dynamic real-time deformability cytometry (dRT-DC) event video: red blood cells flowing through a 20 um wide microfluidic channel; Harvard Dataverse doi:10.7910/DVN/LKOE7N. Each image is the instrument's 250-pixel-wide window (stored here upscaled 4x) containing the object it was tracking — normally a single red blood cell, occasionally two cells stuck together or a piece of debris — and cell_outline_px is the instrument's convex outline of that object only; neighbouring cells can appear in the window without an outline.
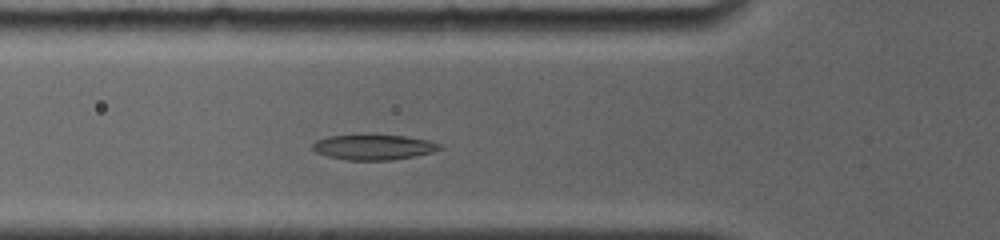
{"species": "common noctule bat (a hibernating species)", "species_latin": "Nyctalus noctula", "temperature_condition": "room temperature", "stored_images_in_passage": 5, "camera_frame_rate_fps": 4000, "um_per_image_px": 0.085, "animal": {"sex": "female", "body_mass_g": 19.0, "forearm_length_mm": 56.7}, "frame": {"image": 1, "passage_image": 5, "time_ms": 3.0, "image_size_px": [1000, 240], "cell_outline_px": [[444, 148], [432, 152], [392, 160], [348, 160], [328, 156], [316, 152], [312, 148], [312, 144], [316, 140], [328, 136], [404, 136], [428, 140], [440, 144]], "centroid_in_image_um": [31.76, 12.52], "position_along_channel_um": 94.0, "area_um2": 18.26}}